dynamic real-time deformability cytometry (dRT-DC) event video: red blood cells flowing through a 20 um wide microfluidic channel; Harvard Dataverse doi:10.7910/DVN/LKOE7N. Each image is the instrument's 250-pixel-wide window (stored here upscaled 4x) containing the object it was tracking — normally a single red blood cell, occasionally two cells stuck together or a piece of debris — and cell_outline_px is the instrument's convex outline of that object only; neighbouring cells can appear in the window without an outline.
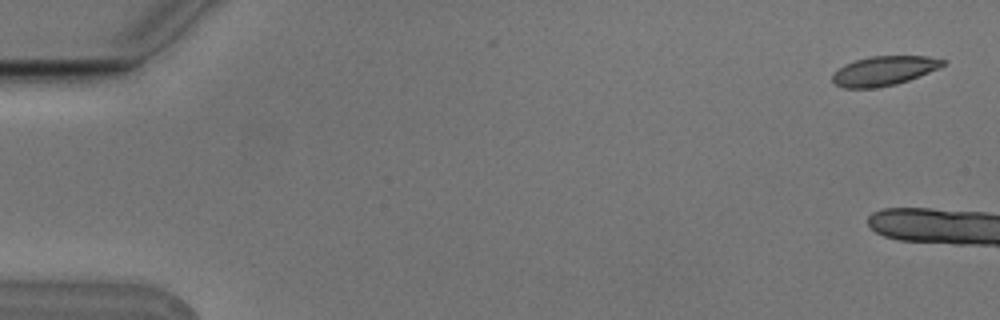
{"species": "Egyptian fruit bat (a non-hibernating species)", "species_latin": "Rousettus aegyptiacus", "temperature_condition": "cold", "stored_images_in_passage": 2, "camera_frame_rate_fps": 3000, "um_per_image_px": 0.085, "animal": {"sex": "male"}, "frame": {"image": 1, "passage_image": 1, "time_ms": 0.0, "image_size_px": [1000, 320], "cell_outline_px": [[944, 64], [940, 68], [908, 80], [896, 84], [876, 88], [844, 88], [836, 84], [832, 80], [832, 72], [844, 64], [856, 60], [872, 56], [928, 56], [944, 60]], "centroid_in_image_um": [75.1, 6.02], "position_along_channel_um": 9.9, "area_um2": 18.9}}